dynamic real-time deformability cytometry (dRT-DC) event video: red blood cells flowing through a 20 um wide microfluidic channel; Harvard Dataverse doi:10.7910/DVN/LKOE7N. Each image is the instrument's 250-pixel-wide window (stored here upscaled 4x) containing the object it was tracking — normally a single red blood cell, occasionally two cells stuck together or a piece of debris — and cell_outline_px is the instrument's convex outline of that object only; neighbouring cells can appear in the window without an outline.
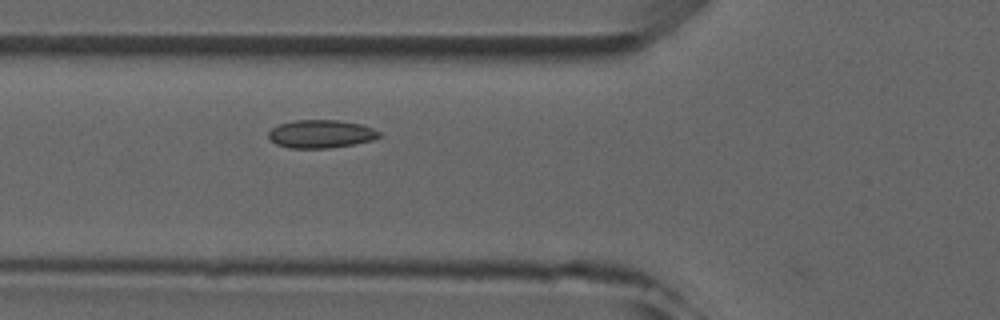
{"species": "common noctule bat (a hibernating species)", "species_latin": "Nyctalus noctula", "temperature_condition": "room temperature", "stored_images_in_passage": 2, "camera_frame_rate_fps": 3000, "um_per_image_px": 0.085, "animal": {"sex": "male", "forearm_length_mm": 52.5}, "frame": {"image": 1, "passage_image": 2, "time_ms": 1.0, "image_size_px": [1000, 320], "cell_outline_px": [[380, 136], [372, 140], [356, 144], [328, 148], [288, 148], [276, 144], [268, 136], [268, 132], [272, 128], [280, 124], [292, 120], [336, 120], [360, 124], [372, 128], [380, 132]], "centroid_in_image_um": [27.27, 11.39], "position_along_channel_um": 98.5, "area_um2": 18.09}}